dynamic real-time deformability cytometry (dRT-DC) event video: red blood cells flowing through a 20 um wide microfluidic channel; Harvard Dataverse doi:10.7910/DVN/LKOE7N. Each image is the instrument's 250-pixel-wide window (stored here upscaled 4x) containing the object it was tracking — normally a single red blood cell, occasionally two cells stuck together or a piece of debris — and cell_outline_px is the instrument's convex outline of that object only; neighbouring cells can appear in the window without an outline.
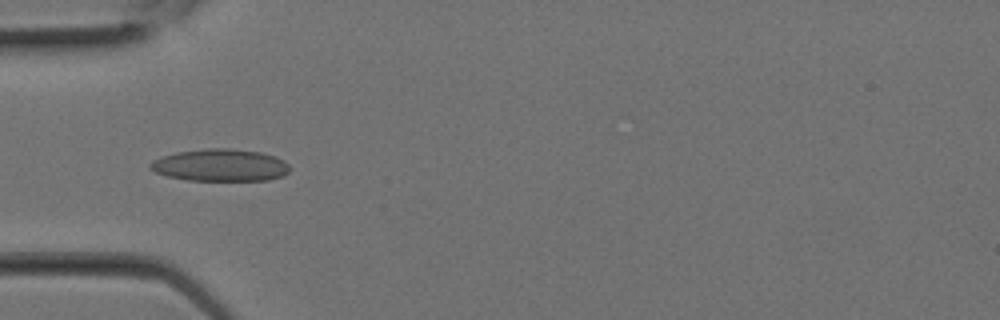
{"species": "Egyptian fruit bat (a non-hibernating species)", "species_latin": "Rousettus aegyptiacus", "temperature_condition": "room temperature", "stored_images_in_passage": 8, "camera_frame_rate_fps": 3000, "um_per_image_px": 0.085, "animal": {"sex": "female"}, "frame": {"image": 1, "passage_image": 7, "time_ms": 2.0, "image_size_px": [1000, 320], "cell_outline_px": [[288, 172], [284, 176], [268, 180], [188, 180], [168, 176], [156, 172], [148, 168], [148, 164], [152, 160], [160, 156], [176, 152], [204, 148], [232, 148], [260, 152], [276, 156], [284, 160], [288, 164]], "centroid_in_image_um": [18.71, 14.03], "position_along_channel_um": 66.3, "area_um2": 26.41}}